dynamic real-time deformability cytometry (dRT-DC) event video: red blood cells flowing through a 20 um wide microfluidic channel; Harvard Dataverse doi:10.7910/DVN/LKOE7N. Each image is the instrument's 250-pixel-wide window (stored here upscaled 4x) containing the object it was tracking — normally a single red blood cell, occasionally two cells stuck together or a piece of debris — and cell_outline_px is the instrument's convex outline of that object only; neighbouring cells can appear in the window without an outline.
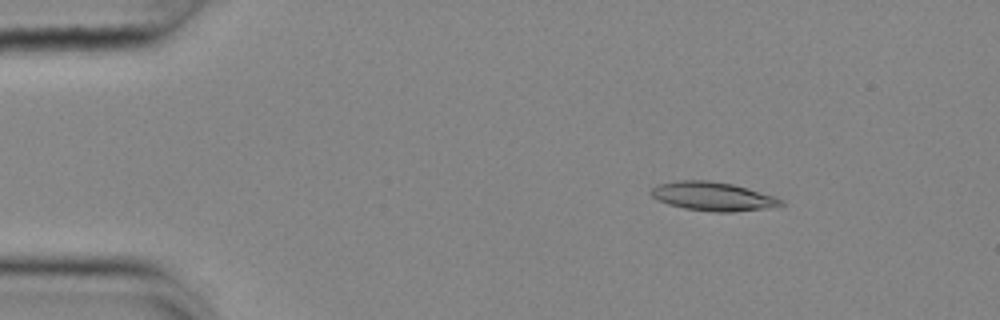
{"species": "common noctule bat (a hibernating species)", "species_latin": "Nyctalus noctula", "temperature_condition": "cold", "stored_images_in_passage": 53, "camera_frame_rate_fps": 3000, "um_per_image_px": 0.085, "animal": {"sex": "female", "body_mass_g": 25.1}, "frame": {"image": 1, "passage_image": 7, "time_ms": 2.0, "image_size_px": [1000, 320], "cell_outline_px": [[784, 204], [760, 208], [732, 212], [712, 212], [684, 208], [668, 204], [652, 196], [648, 192], [652, 188], [660, 184], [676, 180], [708, 180], [732, 184], [748, 188], [772, 196], [780, 200]], "centroid_in_image_um": [60.5, 16.68], "position_along_channel_um": 24.5, "area_um2": 21.33}}
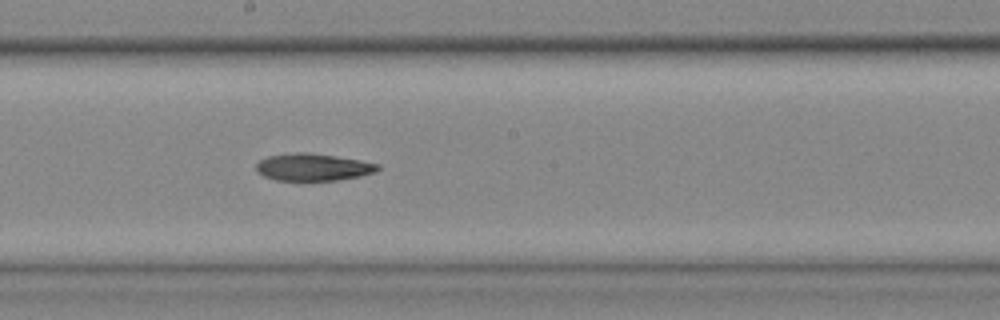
{"frame": {"image": 2, "passage_image": 29, "time_ms": 9.333, "image_size_px": [1000, 320], "cell_outline_px": [[380, 168], [376, 172], [360, 176], [336, 180], [276, 180], [264, 176], [256, 172], [256, 164], [260, 160], [268, 156], [296, 152], [304, 152], [336, 156], [360, 160], [380, 164]], "centroid_in_image_um": [26.61, 14.2], "position_along_channel_um": 221.6, "area_um2": 19.25}}
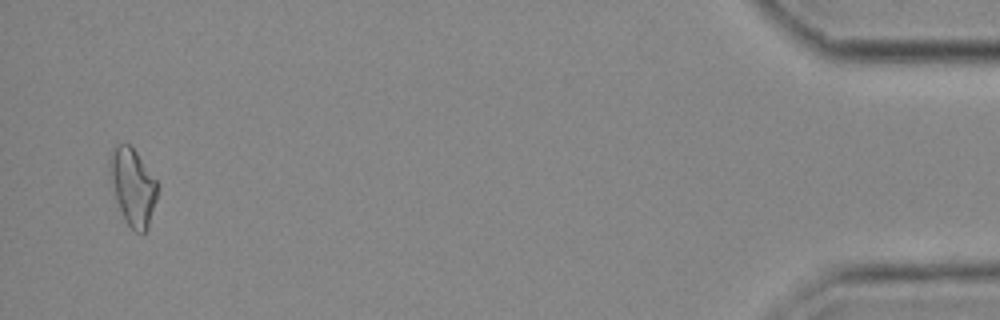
{"frame": {"image": 3, "passage_image": 52, "time_ms": 17.0, "image_size_px": [1000, 320], "cell_outline_px": [[156, 200], [148, 228], [144, 232], [136, 232], [124, 220], [116, 200], [112, 180], [112, 152], [116, 144], [128, 144], [136, 152], [156, 180]], "centroid_in_image_um": [11.32, 15.93], "position_along_channel_um": 423.9, "area_um2": 20.35}, "authors_computed_cell_mechanics": {"area_um2": 20.2878, "velocity_mm_per_s": 3.695, "shape_relaxation_time_tau1_ms": 6.0367, "shape_relaxation_time_tau2_ms": null, "deformation_change_tau1": 0.1477, "deformation_change_tau2": null}}